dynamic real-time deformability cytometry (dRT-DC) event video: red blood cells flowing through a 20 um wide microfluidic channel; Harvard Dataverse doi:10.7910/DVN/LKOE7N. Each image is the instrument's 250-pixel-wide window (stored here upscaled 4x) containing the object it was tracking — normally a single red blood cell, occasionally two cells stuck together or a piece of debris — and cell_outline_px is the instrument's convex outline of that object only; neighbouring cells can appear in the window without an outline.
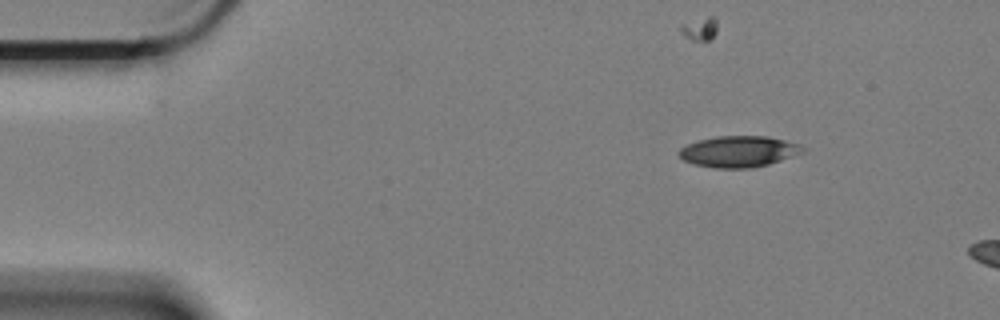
{"species": "Egyptian fruit bat (a non-hibernating species)", "species_latin": "Rousettus aegyptiacus", "temperature_condition": "cold", "stored_images_in_passage": 6, "camera_frame_rate_fps": 3000, "um_per_image_px": 0.085, "animal": {"sex": "female"}, "frame": {"image": 1, "passage_image": 1, "time_ms": 0.0, "image_size_px": [1000, 320], "cell_outline_px": [[808, 148], [804, 152], [768, 164], [752, 168], [716, 168], [692, 164], [684, 160], [676, 152], [680, 148], [688, 144], [700, 140], [716, 136], [768, 136], [800, 144]], "centroid_in_image_um": [62.8, 12.88], "position_along_channel_um": 22.2, "area_um2": 22.54}}